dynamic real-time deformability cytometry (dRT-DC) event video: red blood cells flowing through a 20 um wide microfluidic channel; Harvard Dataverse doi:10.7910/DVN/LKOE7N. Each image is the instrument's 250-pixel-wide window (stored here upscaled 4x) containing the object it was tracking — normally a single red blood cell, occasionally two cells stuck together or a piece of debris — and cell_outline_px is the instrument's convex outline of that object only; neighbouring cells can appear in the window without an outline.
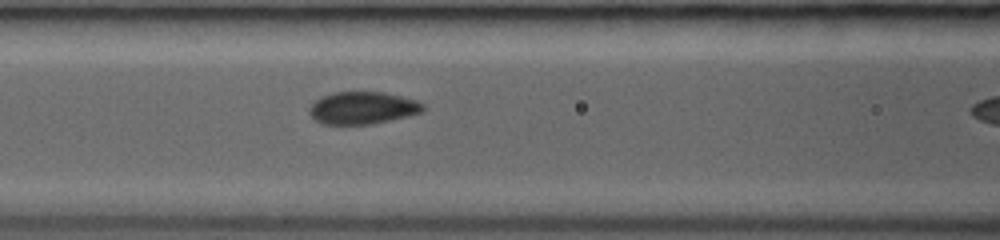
{"species": "common noctule bat (a hibernating species)", "species_latin": "Nyctalus noctula", "temperature_condition": "room temperature", "stored_images_in_passage": 6, "camera_frame_rate_fps": 3000, "um_per_image_px": 0.085, "animal": {"sex": "female", "body_mass_g": 19.0, "forearm_length_mm": 53.3}, "frame": {"image": 1, "passage_image": 6, "time_ms": 1.667, "image_size_px": [1000, 240], "cell_outline_px": [[424, 112], [408, 116], [372, 124], [324, 124], [316, 120], [308, 112], [308, 108], [320, 96], [332, 92], [384, 92], [416, 100], [424, 104]], "centroid_in_image_um": [30.82, 9.17], "position_along_channel_um": 135.8, "area_um2": 21.5}}